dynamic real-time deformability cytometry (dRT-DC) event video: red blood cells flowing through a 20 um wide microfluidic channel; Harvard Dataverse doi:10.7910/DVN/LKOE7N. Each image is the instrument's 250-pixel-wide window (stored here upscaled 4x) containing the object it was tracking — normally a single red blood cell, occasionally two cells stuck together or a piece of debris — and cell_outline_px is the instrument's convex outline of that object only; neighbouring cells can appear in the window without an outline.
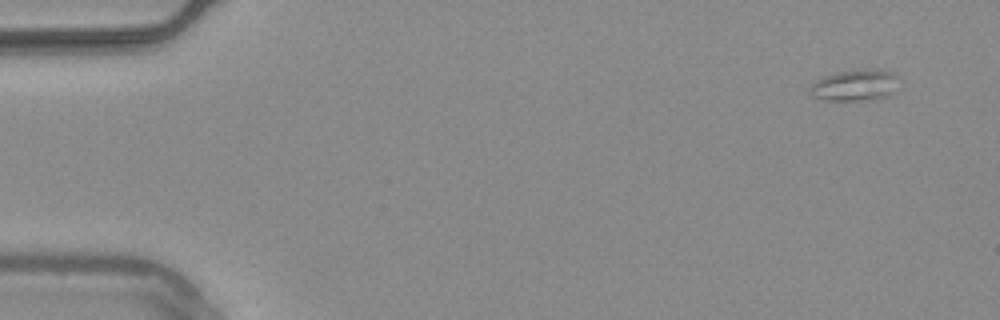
{"species": "common noctule bat (a hibernating species)", "species_latin": "Nyctalus noctula", "temperature_condition": "warm", "stored_images_in_passage": 52, "camera_frame_rate_fps": 3000, "um_per_image_px": 0.085, "animal": {"sex": "male", "body_mass_g": 20.4}, "frame": {"image": 1, "passage_image": 1, "time_ms": 0.0, "image_size_px": [1000, 320], "cell_outline_px": [[900, 76], [892, 92], [888, 96], [876, 100], [824, 100], [812, 96], [808, 92], [808, 88], [816, 80], [824, 76], [836, 72], [876, 68], [892, 72]], "centroid_in_image_um": [72.67, 7.24], "position_along_channel_um": 12.3, "area_um2": 16.47}}
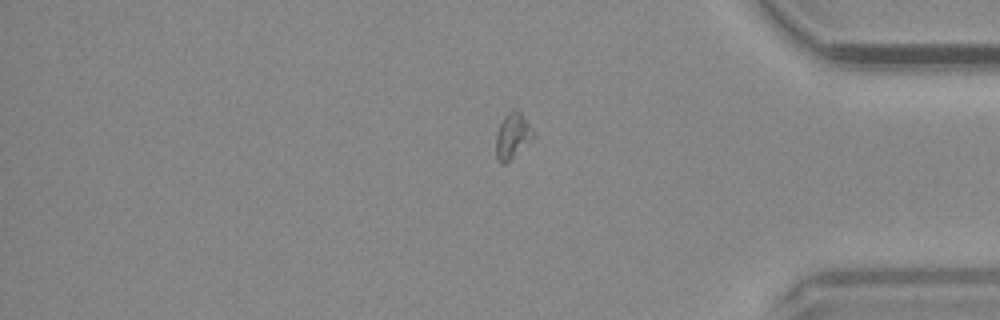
{"frame": {"image": 2, "passage_image": 43, "time_ms": 14.0, "image_size_px": [1000, 320], "cell_outline_px": [[536, 136], [532, 140], [504, 164], [500, 164], [496, 156], [496, 132], [504, 116], [512, 108], [516, 108], [524, 116], [536, 132]], "centroid_in_image_um": [43.59, 11.51], "position_along_channel_um": 391.6, "area_um2": 10.12}}
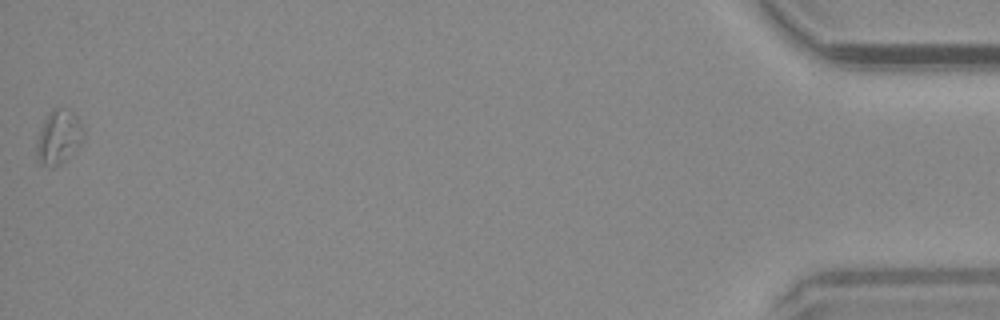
{"frame": {"image": 3, "passage_image": 52, "time_ms": 17.0, "image_size_px": [1000, 320], "cell_outline_px": [[84, 136], [80, 144], [60, 164], [52, 168], [40, 164], [36, 160], [36, 140], [40, 128], [48, 112], [52, 108], [68, 108], [76, 116], [84, 128]], "centroid_in_image_um": [4.95, 11.64], "position_along_channel_um": 430.3, "area_um2": 14.97}}